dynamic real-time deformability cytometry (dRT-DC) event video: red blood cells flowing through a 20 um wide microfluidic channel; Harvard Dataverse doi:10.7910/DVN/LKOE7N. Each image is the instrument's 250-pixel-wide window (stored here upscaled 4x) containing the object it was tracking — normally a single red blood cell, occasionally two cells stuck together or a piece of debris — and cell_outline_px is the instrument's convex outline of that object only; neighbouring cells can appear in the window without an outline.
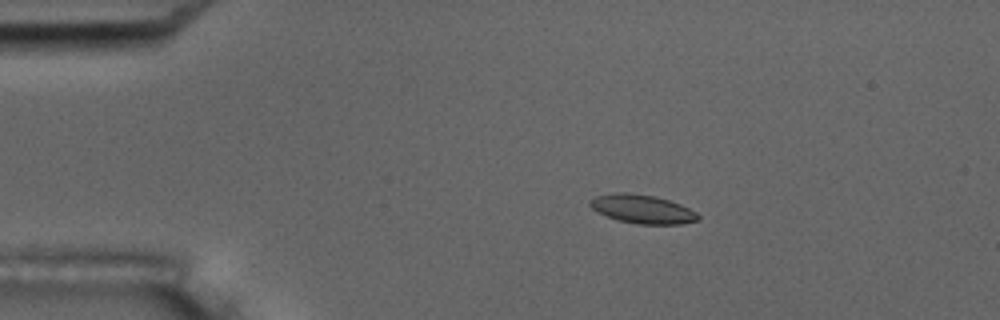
{"species": "common noctule bat (a hibernating species)", "species_latin": "Nyctalus noctula", "temperature_condition": "room temperature", "stored_images_in_passage": 9, "camera_frame_rate_fps": 3000, "um_per_image_px": 0.085, "animal": {"sex": "male", "body_mass_g": 17.5, "forearm_length_mm": 52.3}, "frame": {"image": 1, "passage_image": 4, "time_ms": 3.667, "image_size_px": [1000, 320], "cell_outline_px": [[700, 220], [680, 224], [636, 224], [620, 220], [608, 216], [592, 208], [588, 204], [588, 200], [596, 196], [616, 192], [628, 192], [656, 196], [680, 204], [696, 212], [700, 216]], "centroid_in_image_um": [54.61, 17.76], "position_along_channel_um": 30.4, "area_um2": 18.03}}
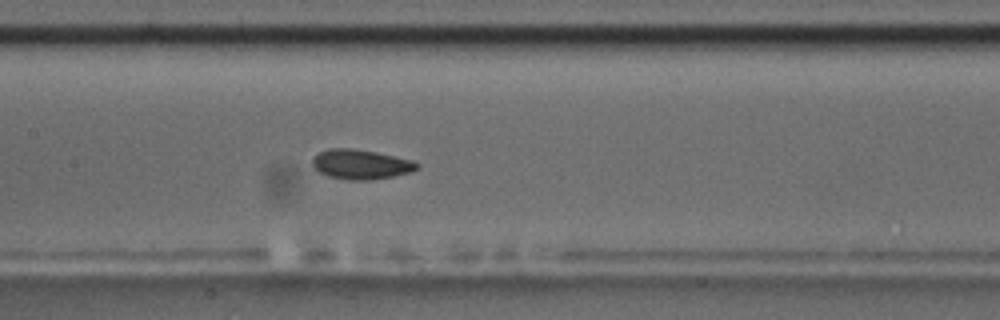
{"frame": {"image": 2, "passage_image": 9, "time_ms": 9.333, "image_size_px": [1000, 320], "cell_outline_px": [[420, 168], [412, 172], [392, 176], [368, 180], [348, 180], [328, 176], [320, 172], [312, 164], [312, 160], [320, 152], [328, 148], [352, 148], [376, 152], [412, 160], [420, 164]], "centroid_in_image_um": [30.7, 13.97], "position_along_channel_um": 176.7, "area_um2": 18.03}}